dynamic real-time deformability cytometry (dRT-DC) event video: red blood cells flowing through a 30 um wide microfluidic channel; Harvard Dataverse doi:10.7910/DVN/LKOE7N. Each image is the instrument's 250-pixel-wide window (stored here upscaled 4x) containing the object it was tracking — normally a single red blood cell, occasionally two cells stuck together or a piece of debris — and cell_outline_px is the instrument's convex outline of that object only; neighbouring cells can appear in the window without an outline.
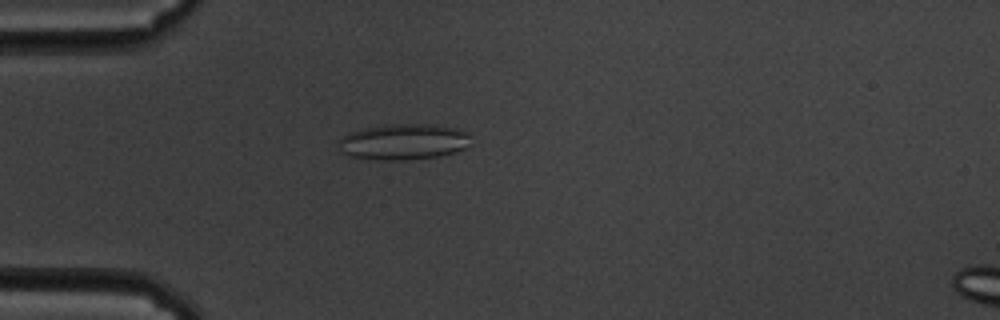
{"species": "common noctule bat (a hibernating species)", "species_latin": "Nyctalus noctula", "temperature_condition": "cold", "stored_images_in_passage": 54, "camera_frame_rate_fps": 3000, "um_per_image_px": 0.085, "animal": {"sex": "male", "body_mass_g": 19.5, "forearm_length_mm": 54.6}, "frame": {"image": 1, "passage_image": 12, "time_ms": 3.667, "image_size_px": [1000, 320], "cell_outline_px": [[472, 144], [456, 152], [440, 156], [400, 160], [388, 160], [352, 156], [340, 152], [336, 144], [348, 132], [384, 124], [436, 124], [456, 128], [464, 132], [468, 136]], "centroid_in_image_um": [34.3, 12.04], "position_along_channel_um": 50.7, "area_um2": 27.69}}
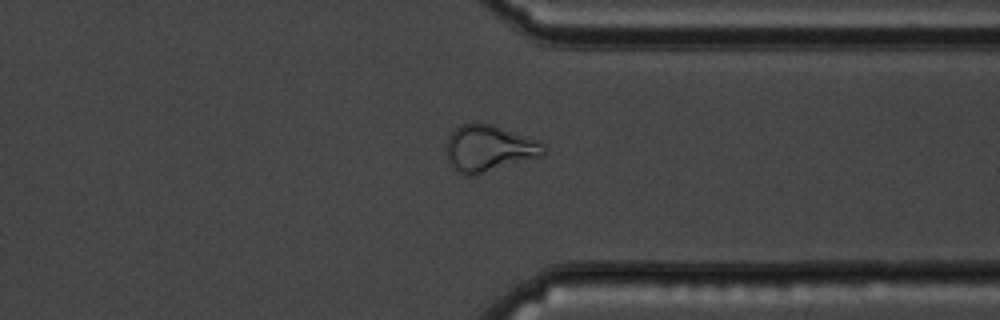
{"frame": {"image": 2, "passage_image": 41, "time_ms": 13.333, "image_size_px": [1000, 320], "cell_outline_px": [[548, 152], [544, 156], [472, 176], [468, 176], [460, 172], [448, 164], [444, 152], [448, 136], [460, 124], [476, 120], [492, 124], [540, 140], [544, 144]], "centroid_in_image_um": [41.57, 12.58], "position_along_channel_um": 369.8, "area_um2": 27.28}}
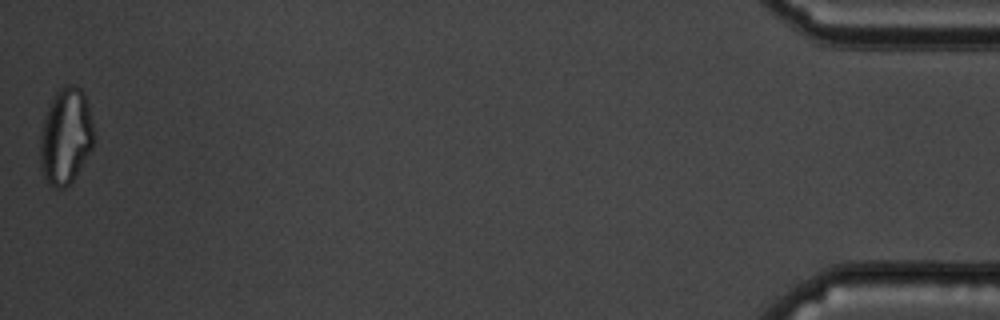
{"frame": {"image": 3, "passage_image": 54, "time_ms": 17.667, "image_size_px": [1000, 320], "cell_outline_px": [[96, 136], [92, 148], [76, 176], [64, 188], [52, 188], [48, 184], [40, 168], [40, 132], [48, 108], [56, 92], [64, 84], [76, 84], [84, 92], [88, 104]], "centroid_in_image_um": [5.6, 11.58], "position_along_channel_um": 429.6, "area_um2": 30.52}, "authors_computed_cell_mechanics": {"area_um2": 26.7036, "velocity_mm_per_s": 3.4401, "shape_relaxation_time_tau1_ms": null, "shape_relaxation_time_tau2_ms": 1.7695, "deformation_change_tau1": null, "deformation_change_tau2": 0.0889}}